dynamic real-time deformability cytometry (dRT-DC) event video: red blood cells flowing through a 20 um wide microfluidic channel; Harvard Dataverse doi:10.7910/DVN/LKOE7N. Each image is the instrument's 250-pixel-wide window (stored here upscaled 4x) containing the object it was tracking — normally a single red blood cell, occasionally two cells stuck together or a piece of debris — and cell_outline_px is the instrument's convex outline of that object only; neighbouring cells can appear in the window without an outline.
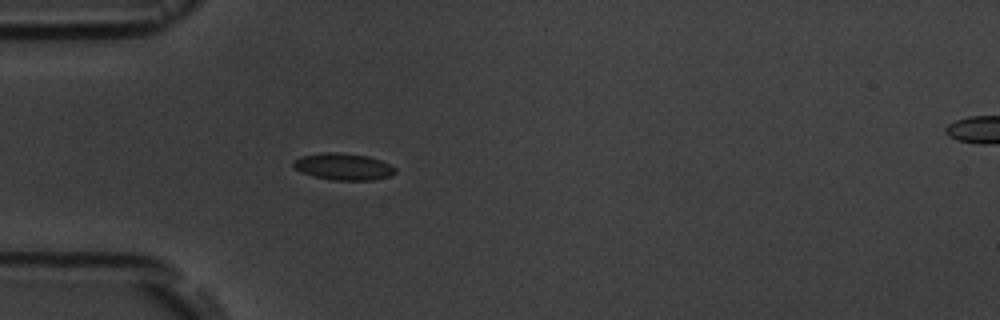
{"species": "common noctule bat (a hibernating species)", "species_latin": "Nyctalus noctula", "temperature_condition": "room temperature", "stored_images_in_passage": 6, "camera_frame_rate_fps": 3000, "um_per_image_px": 0.085, "animal": {"sex": "male", "body_mass_g": 19.5, "forearm_length_mm": 54.6}, "frame": {"image": 1, "passage_image": 5, "time_ms": 4.333, "image_size_px": [1000, 320], "cell_outline_px": [[396, 172], [388, 176], [372, 180], [332, 180], [312, 176], [300, 172], [292, 168], [292, 160], [300, 156], [324, 152], [336, 152], [368, 156], [380, 160], [396, 168]], "centroid_in_image_um": [29.1, 14.16], "position_along_channel_um": 55.9, "area_um2": 16.01}}